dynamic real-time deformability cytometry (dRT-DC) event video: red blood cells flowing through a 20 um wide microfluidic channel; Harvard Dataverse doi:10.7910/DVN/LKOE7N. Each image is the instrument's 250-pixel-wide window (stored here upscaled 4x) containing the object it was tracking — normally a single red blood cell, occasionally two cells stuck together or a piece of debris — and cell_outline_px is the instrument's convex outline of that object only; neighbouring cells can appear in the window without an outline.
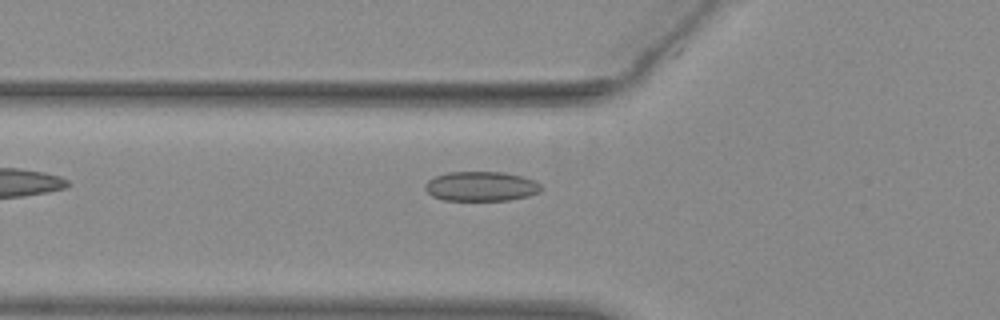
{"species": "common noctule bat (a hibernating species)", "species_latin": "Nyctalus noctula", "temperature_condition": "warm", "stored_images_in_passage": 38, "camera_frame_rate_fps": 3000, "um_per_image_px": 0.085, "animal": {"sex": "female", "body_mass_g": 29.2, "forearm_length_mm": 56.3}, "frame": {"image": 1, "passage_image": 4, "time_ms": 1.0, "image_size_px": [1000, 320], "cell_outline_px": [[544, 188], [540, 192], [528, 196], [508, 200], [444, 200], [432, 196], [424, 188], [424, 184], [428, 180], [436, 176], [448, 172], [504, 172], [536, 180]], "centroid_in_image_um": [40.91, 15.83], "position_along_channel_um": 84.9, "area_um2": 20.11}}
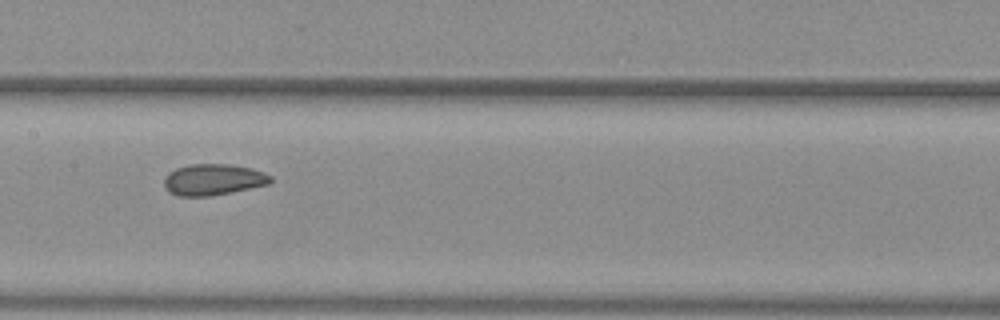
{"frame": {"image": 2, "passage_image": 12, "time_ms": 3.667, "image_size_px": [1000, 320], "cell_outline_px": [[272, 180], [268, 184], [208, 196], [180, 196], [168, 192], [164, 188], [164, 180], [168, 172], [176, 168], [188, 164], [228, 164], [252, 168], [264, 172], [272, 176]], "centroid_in_image_um": [18.09, 15.25], "position_along_channel_um": 189.3, "area_um2": 19.31}}
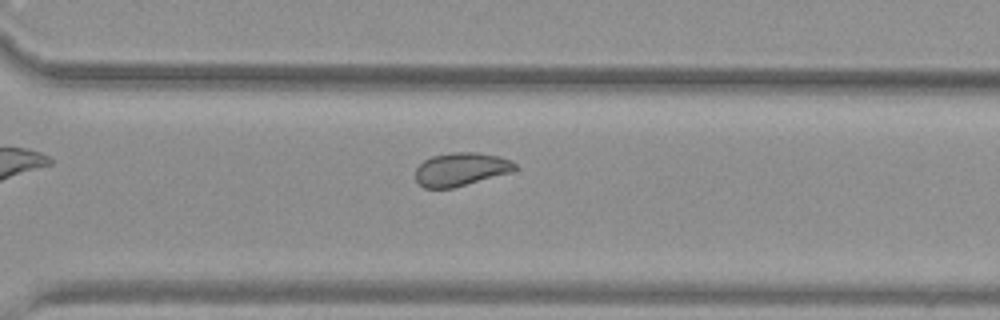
{"frame": {"image": 3, "passage_image": 23, "time_ms": 7.333, "image_size_px": [1000, 320], "cell_outline_px": [[516, 168], [512, 172], [452, 188], [424, 188], [416, 180], [416, 168], [424, 160], [432, 156], [452, 152], [476, 152], [500, 156], [512, 160], [516, 164]], "centroid_in_image_um": [39.19, 14.38], "position_along_channel_um": 331.4, "area_um2": 19.31}, "authors_computed_cell_mechanics": {"area_um2": 19.9121, "velocity_mm_per_s": 3.8885, "shape_relaxation_time_tau1_ms": 9.5223, "shape_relaxation_time_tau2_ms": 1.851, "deformation_change_tau1": 0.1312, "deformation_change_tau2": 0.0551}}